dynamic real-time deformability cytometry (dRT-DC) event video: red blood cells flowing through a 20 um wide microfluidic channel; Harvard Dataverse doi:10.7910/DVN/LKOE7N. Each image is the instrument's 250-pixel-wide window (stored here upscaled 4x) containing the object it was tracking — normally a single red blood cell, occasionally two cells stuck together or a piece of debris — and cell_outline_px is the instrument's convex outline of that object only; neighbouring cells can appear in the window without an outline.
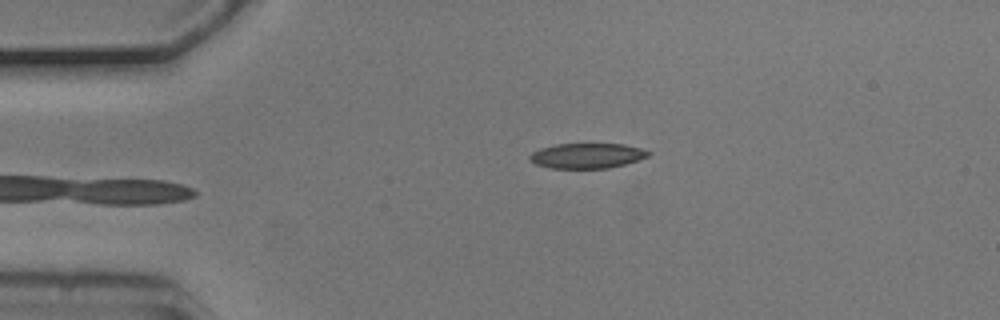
{"species": "common noctule bat (a hibernating species)", "species_latin": "Nyctalus noctula", "temperature_condition": "cold", "stored_images_in_passage": 5, "camera_frame_rate_fps": 3000, "um_per_image_px": 0.085, "animal": {"sex": "male", "body_mass_g": 20.5, "forearm_length_mm": 52.5}, "frame": {"image": 1, "passage_image": 5, "time_ms": 1.333, "image_size_px": [1000, 320], "cell_outline_px": [[652, 152], [648, 156], [624, 164], [608, 168], [548, 168], [536, 164], [528, 156], [532, 152], [540, 148], [556, 144], [624, 144], [640, 148]], "centroid_in_image_um": [49.88, 13.23], "position_along_channel_um": 35.1, "area_um2": 17.22}}